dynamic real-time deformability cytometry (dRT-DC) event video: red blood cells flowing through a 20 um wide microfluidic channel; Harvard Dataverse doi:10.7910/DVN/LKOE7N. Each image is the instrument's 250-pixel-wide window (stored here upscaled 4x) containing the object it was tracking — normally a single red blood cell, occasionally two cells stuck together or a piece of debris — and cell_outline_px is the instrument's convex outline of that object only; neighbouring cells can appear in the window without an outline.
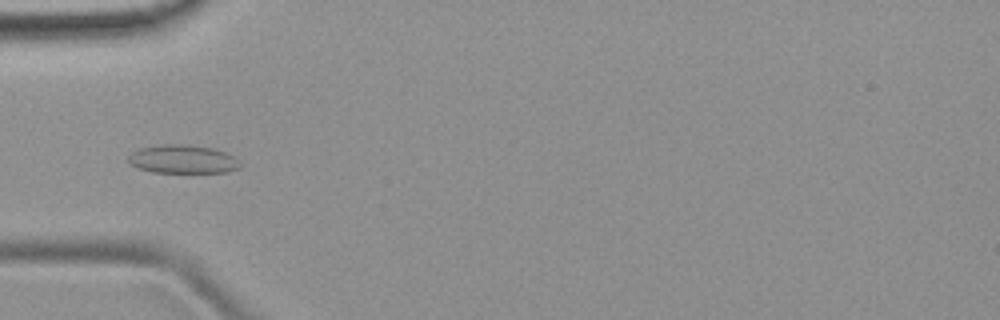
{"species": "common noctule bat (a hibernating species)", "species_latin": "Nyctalus noctula", "temperature_condition": "room temperature", "stored_images_in_passage": 4, "camera_frame_rate_fps": 3000, "um_per_image_px": 0.085, "animal": {"sex": "female", "body_mass_g": 19.9}, "frame": {"image": 1, "passage_image": 4, "time_ms": 3.333, "image_size_px": [1000, 320], "cell_outline_px": [[240, 168], [228, 172], [152, 172], [136, 168], [128, 164], [128, 156], [132, 152], [140, 148], [164, 144], [188, 144], [212, 148], [224, 152], [232, 156], [240, 164]], "centroid_in_image_um": [15.48, 13.53], "position_along_channel_um": 69.5, "area_um2": 18.55}}